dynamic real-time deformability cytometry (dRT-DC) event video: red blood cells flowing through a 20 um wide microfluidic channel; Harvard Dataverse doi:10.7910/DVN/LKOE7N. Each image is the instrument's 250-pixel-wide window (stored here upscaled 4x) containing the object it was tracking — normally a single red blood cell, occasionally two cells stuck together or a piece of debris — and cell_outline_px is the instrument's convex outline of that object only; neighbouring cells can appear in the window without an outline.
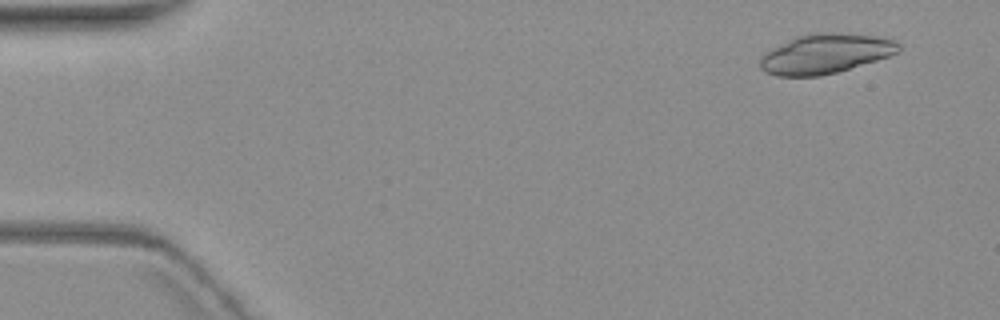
{"species": "common noctule bat (a hibernating species)", "species_latin": "Nyctalus noctula", "temperature_condition": "warm", "stored_images_in_passage": 6, "camera_frame_rate_fps": 3000, "um_per_image_px": 0.085, "animal": {"sex": "female", "body_mass_g": 19.3, "forearm_length_mm": 54.1}, "frame": {"image": 1, "passage_image": 1, "time_ms": 0.0, "image_size_px": [1000, 320], "cell_outline_px": [[900, 52], [876, 60], [836, 72], [820, 76], [776, 76], [760, 68], [760, 60], [764, 52], [796, 36], [812, 32], [836, 32], [876, 36], [896, 40], [900, 44]], "centroid_in_image_um": [70.16, 4.55], "position_along_channel_um": 14.8, "area_um2": 32.02}}